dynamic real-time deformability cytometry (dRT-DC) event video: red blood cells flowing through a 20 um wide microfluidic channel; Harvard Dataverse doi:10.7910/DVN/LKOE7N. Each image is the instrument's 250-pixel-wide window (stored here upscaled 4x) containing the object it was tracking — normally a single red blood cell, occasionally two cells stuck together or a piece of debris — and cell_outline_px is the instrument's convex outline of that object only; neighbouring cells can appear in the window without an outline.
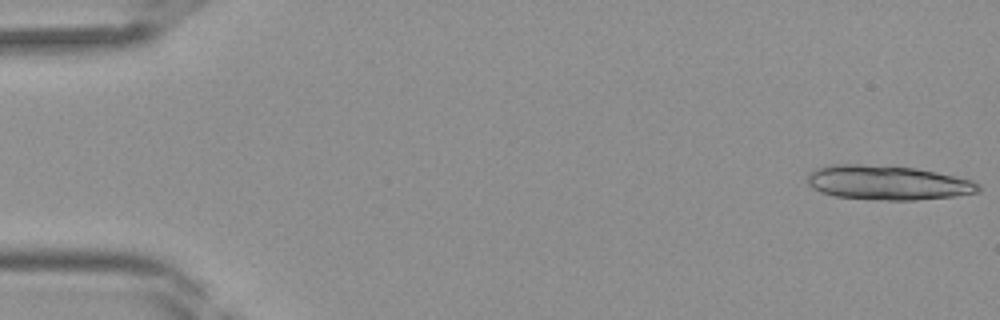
{"species": "Egyptian fruit bat (a non-hibernating species)", "species_latin": "Rousettus aegyptiacus", "temperature_condition": "room temperature", "stored_images_in_passage": 42, "segment_of_instrument_passage": [1, 2], "camera_frame_rate_fps": 3000, "um_per_image_px": 0.085, "frame": {"image": 1, "passage_image": 1, "time_ms": 0.0, "image_size_px": [1000, 320], "cell_outline_px": [[980, 192], [956, 196], [916, 200], [876, 200], [836, 196], [820, 192], [812, 188], [808, 184], [808, 176], [816, 168], [832, 164], [860, 164], [916, 168], [936, 172], [972, 180], [980, 184]], "centroid_in_image_um": [75.47, 15.53], "position_along_channel_um": 9.5, "area_um2": 34.33}}